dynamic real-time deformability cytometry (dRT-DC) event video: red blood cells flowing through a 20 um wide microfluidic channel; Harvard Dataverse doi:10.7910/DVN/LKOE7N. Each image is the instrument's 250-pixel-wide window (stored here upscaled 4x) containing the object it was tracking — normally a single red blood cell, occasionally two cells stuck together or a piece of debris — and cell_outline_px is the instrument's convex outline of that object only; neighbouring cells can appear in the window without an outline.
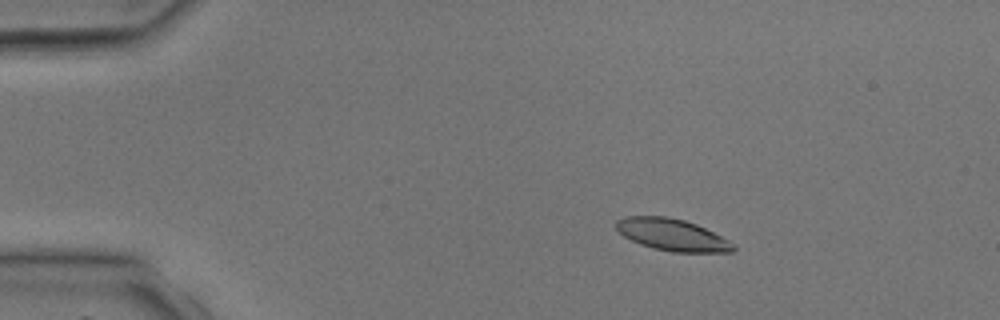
{"species": "common noctule bat (a hibernating species)", "species_latin": "Nyctalus noctula", "temperature_condition": "room temperature", "stored_images_in_passage": 5, "camera_frame_rate_fps": 3000, "um_per_image_px": 0.085, "animal": {"sex": "male", "body_mass_g": 17.9, "forearm_length_mm": 54.2}, "frame": {"image": 1, "passage_image": 2, "time_ms": 1.333, "image_size_px": [1000, 320], "cell_outline_px": [[736, 248], [732, 252], [672, 252], [652, 248], [640, 244], [624, 236], [616, 228], [616, 220], [624, 216], [668, 216], [684, 220], [696, 224], [728, 240]], "centroid_in_image_um": [57.1, 19.95], "position_along_channel_um": 27.9, "area_um2": 21.62}}
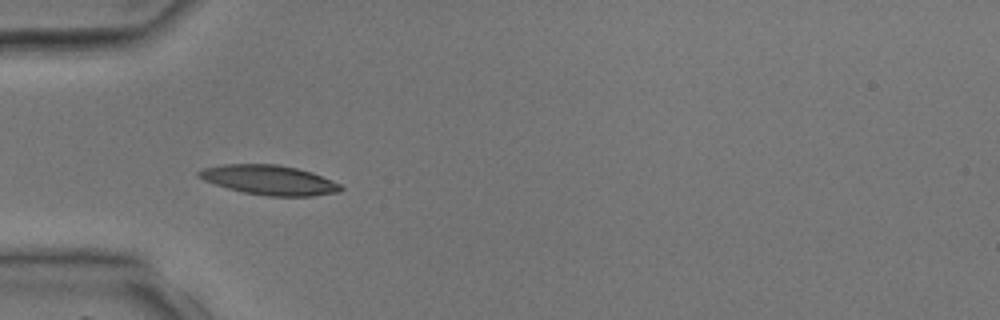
{"frame": {"image": 2, "passage_image": 4, "time_ms": 3.333, "image_size_px": [1000, 320], "cell_outline_px": [[344, 188], [336, 192], [312, 196], [268, 196], [244, 192], [228, 188], [204, 180], [196, 176], [196, 172], [204, 168], [220, 164], [276, 164], [296, 168], [312, 172], [340, 184]], "centroid_in_image_um": [22.85, 15.29], "position_along_channel_um": 62.1, "area_um2": 24.33}}